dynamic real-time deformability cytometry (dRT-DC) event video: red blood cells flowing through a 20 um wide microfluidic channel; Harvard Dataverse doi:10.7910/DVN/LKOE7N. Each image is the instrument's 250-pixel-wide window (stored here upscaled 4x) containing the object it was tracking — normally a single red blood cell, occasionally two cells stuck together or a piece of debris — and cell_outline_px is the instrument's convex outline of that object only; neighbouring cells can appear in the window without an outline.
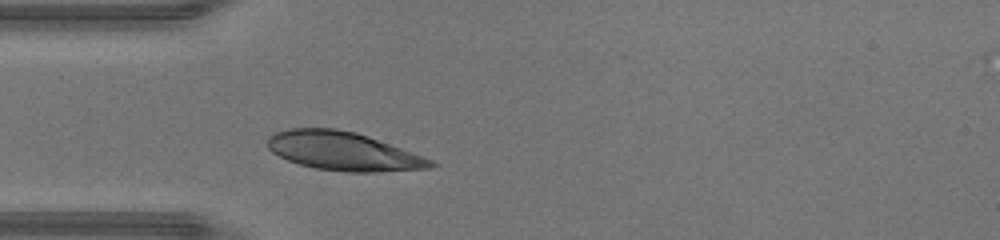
{"species": "human", "species_latin": "Homo sapiens", "temperature_condition": "warm", "stored_images_in_passage": 25, "camera_frame_rate_fps": 3000, "um_per_image_px": 0.085, "donor": {"sex": "male"}, "frame": {"image": 1, "passage_image": 1, "time_ms": 0.0, "image_size_px": [1000, 240], "cell_outline_px": [[436, 164], [432, 168], [376, 172], [348, 172], [316, 168], [300, 164], [288, 160], [272, 152], [268, 148], [268, 136], [276, 132], [288, 128], [336, 128], [356, 132], [368, 136], [432, 160]], "centroid_in_image_um": [29.14, 12.85], "position_along_channel_um": 55.9, "area_um2": 36.36}}
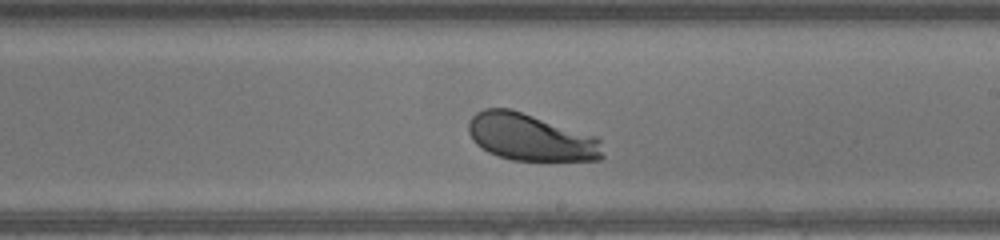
{"frame": {"image": 2, "passage_image": 14, "time_ms": 4.333, "image_size_px": [1000, 240], "cell_outline_px": [[604, 156], [600, 160], [512, 160], [488, 152], [476, 144], [472, 140], [468, 132], [468, 124], [472, 116], [476, 112], [484, 108], [512, 108], [600, 136]], "centroid_in_image_um": [45.15, 11.65], "position_along_channel_um": 243.9, "area_um2": 37.45}}
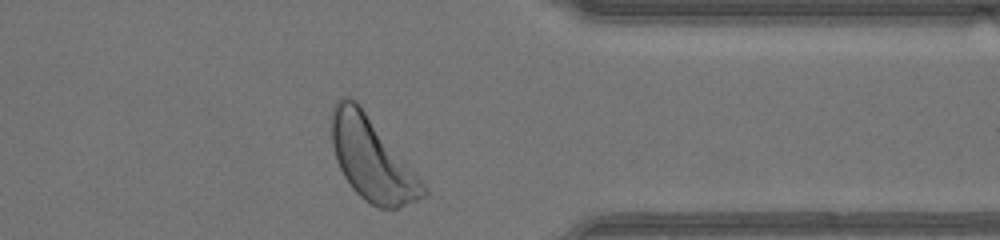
{"frame": {"image": 3, "passage_image": 24, "time_ms": 7.667, "image_size_px": [1000, 240], "cell_outline_px": [[428, 196], [396, 208], [380, 208], [364, 200], [352, 188], [344, 176], [336, 160], [332, 144], [332, 108], [336, 100], [340, 96], [348, 96], [356, 100], [360, 104], [428, 188]], "centroid_in_image_um": [31.6, 13.5], "position_along_channel_um": 379.8, "area_um2": 44.04}, "authors_computed_cell_mechanics": {"area_um2": 37.1076, "velocity_mm_per_s": 4.406, "shape_relaxation_time_tau1_ms": 0.7356, "shape_relaxation_time_tau2_ms": null, "deformation_change_tau1": 0.1053, "deformation_change_tau2": null}}